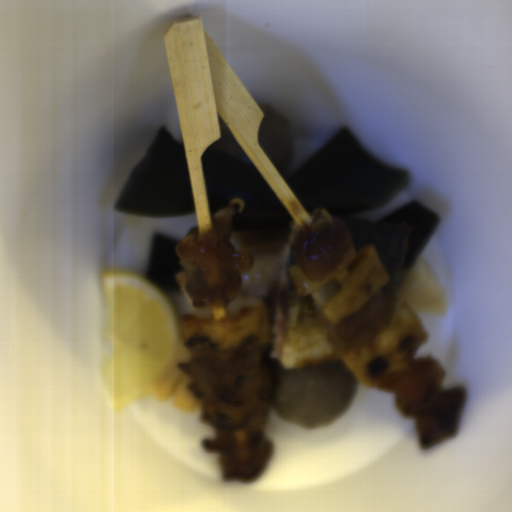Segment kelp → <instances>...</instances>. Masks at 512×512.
<instances>
[{"instance_id": "kelp-4", "label": "kelp", "mask_w": 512, "mask_h": 512, "mask_svg": "<svg viewBox=\"0 0 512 512\" xmlns=\"http://www.w3.org/2000/svg\"><path fill=\"white\" fill-rule=\"evenodd\" d=\"M439 220L437 212L420 200H412L374 222L407 229V250L401 273L409 270L420 257Z\"/></svg>"}, {"instance_id": "kelp-1", "label": "kelp", "mask_w": 512, "mask_h": 512, "mask_svg": "<svg viewBox=\"0 0 512 512\" xmlns=\"http://www.w3.org/2000/svg\"><path fill=\"white\" fill-rule=\"evenodd\" d=\"M284 179L310 215L324 208L339 219L382 208L410 186L407 171L378 161L347 127Z\"/></svg>"}, {"instance_id": "kelp-2", "label": "kelp", "mask_w": 512, "mask_h": 512, "mask_svg": "<svg viewBox=\"0 0 512 512\" xmlns=\"http://www.w3.org/2000/svg\"><path fill=\"white\" fill-rule=\"evenodd\" d=\"M195 209L184 144L164 125L130 172L114 210L156 218L194 214Z\"/></svg>"}, {"instance_id": "kelp-3", "label": "kelp", "mask_w": 512, "mask_h": 512, "mask_svg": "<svg viewBox=\"0 0 512 512\" xmlns=\"http://www.w3.org/2000/svg\"><path fill=\"white\" fill-rule=\"evenodd\" d=\"M201 168L211 221L223 210L232 213L233 231L273 229L296 220L255 167L208 148Z\"/></svg>"}, {"instance_id": "kelp-5", "label": "kelp", "mask_w": 512, "mask_h": 512, "mask_svg": "<svg viewBox=\"0 0 512 512\" xmlns=\"http://www.w3.org/2000/svg\"><path fill=\"white\" fill-rule=\"evenodd\" d=\"M177 241L160 232H154L152 236L147 270L143 278L158 289L177 292L185 290L186 271L176 250Z\"/></svg>"}]
</instances>
